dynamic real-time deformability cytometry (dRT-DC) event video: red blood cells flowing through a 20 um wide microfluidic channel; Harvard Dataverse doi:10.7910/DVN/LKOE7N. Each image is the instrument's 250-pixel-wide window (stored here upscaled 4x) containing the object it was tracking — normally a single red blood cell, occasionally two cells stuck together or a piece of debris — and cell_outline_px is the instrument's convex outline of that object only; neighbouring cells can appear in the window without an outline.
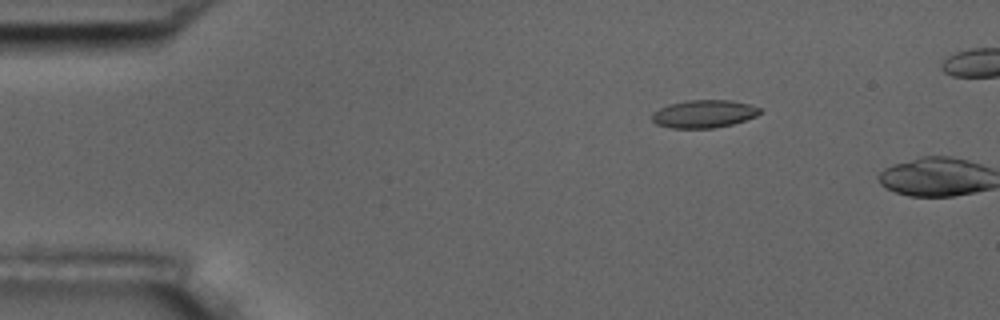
{"species": "common noctule bat (a hibernating species)", "species_latin": "Nyctalus noctula", "temperature_condition": "room temperature", "stored_images_in_passage": 3, "camera_frame_rate_fps": 3000, "um_per_image_px": 0.085, "animal": {"sex": "male", "body_mass_g": 17.5, "forearm_length_mm": 52.3}, "frame": {"image": 1, "passage_image": 2, "time_ms": 0.333, "image_size_px": [1000, 320], "cell_outline_px": [[764, 108], [756, 116], [732, 124], [712, 128], [672, 128], [656, 124], [652, 120], [652, 112], [668, 104], [688, 100], [732, 100]], "centroid_in_image_um": [59.83, 9.67], "position_along_channel_um": 25.2, "area_um2": 17.51}}